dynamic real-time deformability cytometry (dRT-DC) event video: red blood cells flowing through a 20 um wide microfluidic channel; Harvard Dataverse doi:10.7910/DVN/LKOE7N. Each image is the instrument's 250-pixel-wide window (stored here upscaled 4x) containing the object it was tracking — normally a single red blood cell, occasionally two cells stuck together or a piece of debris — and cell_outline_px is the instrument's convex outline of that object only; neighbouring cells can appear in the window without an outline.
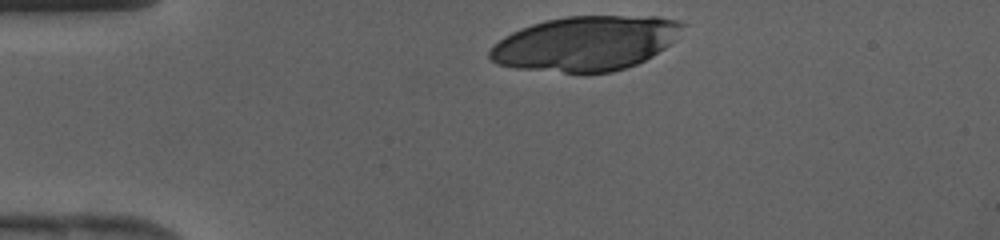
{"species": "human", "species_latin": "Homo sapiens", "temperature_condition": "cold", "stored_images_in_passage": 8, "camera_frame_rate_fps": 3000, "um_per_image_px": 0.085, "donor": {"sex": "female"}, "frame": {"image": 1, "passage_image": 1, "time_ms": 0.0, "image_size_px": [1000, 240], "cell_outline_px": [[688, 24], [676, 40], [672, 44], [652, 56], [636, 64], [612, 72], [564, 72], [516, 68], [496, 64], [488, 56], [488, 52], [492, 44], [504, 36], [520, 28], [544, 20], [568, 16], [656, 16], [680, 20]], "centroid_in_image_um": [49.82, 3.67], "position_along_channel_um": 35.2, "area_um2": 61.79}}